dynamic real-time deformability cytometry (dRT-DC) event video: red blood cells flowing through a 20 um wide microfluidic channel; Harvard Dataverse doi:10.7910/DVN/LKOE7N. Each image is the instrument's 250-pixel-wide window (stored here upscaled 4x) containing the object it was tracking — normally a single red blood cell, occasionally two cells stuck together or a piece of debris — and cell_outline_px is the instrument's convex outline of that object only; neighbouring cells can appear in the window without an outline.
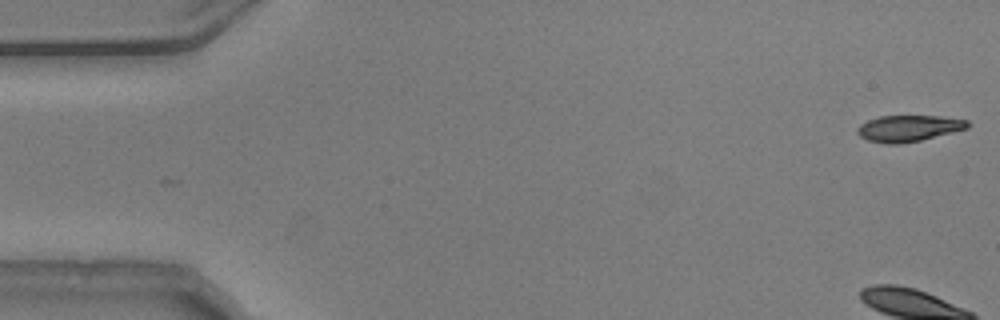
{"species": "common noctule bat (a hibernating species)", "species_latin": "Nyctalus noctula", "temperature_condition": "warm", "stored_images_in_passage": 2, "camera_frame_rate_fps": 3000, "um_per_image_px": 0.085, "animal": {"sex": "male", "body_mass_g": 20.5, "forearm_length_mm": 52.5}, "frame": {"image": 1, "passage_image": 1, "time_ms": 0.0, "image_size_px": [1000, 320], "cell_outline_px": [[972, 124], [968, 128], [920, 140], [900, 144], [888, 144], [868, 140], [860, 136], [856, 132], [856, 128], [860, 124], [868, 120], [880, 116], [940, 116], [968, 120]], "centroid_in_image_um": [77.23, 10.9], "position_along_channel_um": 7.8, "area_um2": 16.88}}